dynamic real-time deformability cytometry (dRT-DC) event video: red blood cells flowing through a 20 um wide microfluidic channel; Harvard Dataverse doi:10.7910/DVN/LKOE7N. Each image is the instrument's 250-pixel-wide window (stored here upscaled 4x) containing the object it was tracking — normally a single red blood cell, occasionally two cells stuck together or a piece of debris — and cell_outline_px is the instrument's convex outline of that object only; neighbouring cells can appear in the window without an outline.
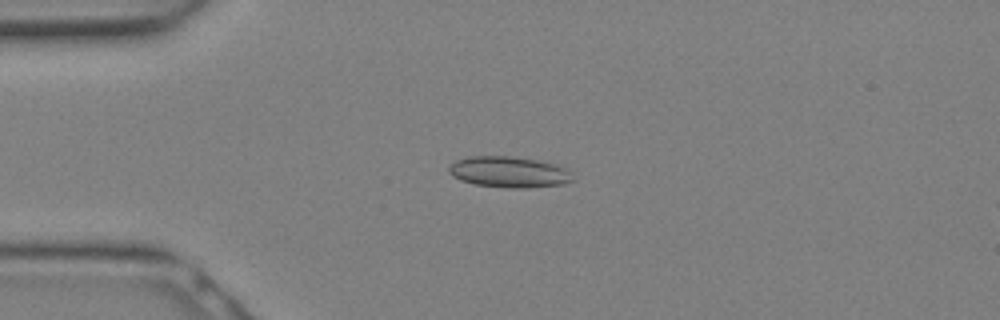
{"species": "Egyptian fruit bat (a non-hibernating species)", "species_latin": "Rousettus aegyptiacus", "temperature_condition": "warm", "stored_images_in_passage": 10, "camera_frame_rate_fps": 3000, "um_per_image_px": 0.085, "animal": {"sex": "female"}, "frame": {"image": 1, "passage_image": 4, "time_ms": 1.0, "image_size_px": [1000, 320], "cell_outline_px": [[576, 180], [564, 184], [528, 188], [512, 188], [476, 184], [460, 180], [452, 176], [448, 172], [448, 168], [456, 160], [468, 156], [508, 156], [536, 160], [556, 164], [572, 172]], "centroid_in_image_um": [43.3, 14.62], "position_along_channel_um": 41.7, "area_um2": 22.48}}
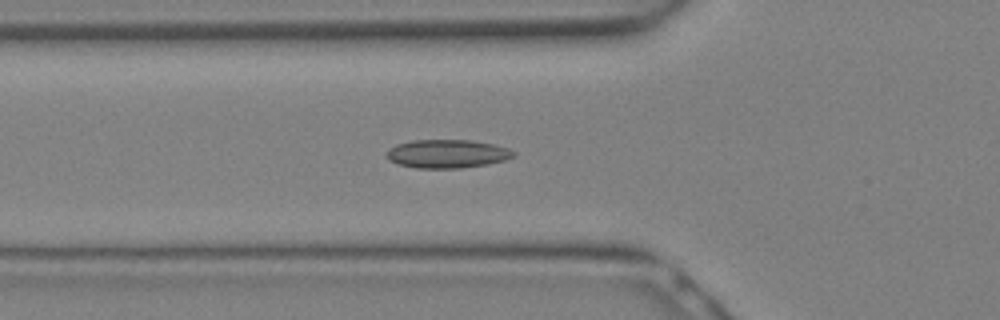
{"frame": {"image": 2, "passage_image": 7, "time_ms": 2.0, "image_size_px": [1000, 320], "cell_outline_px": [[516, 156], [504, 160], [488, 164], [460, 168], [416, 168], [400, 164], [388, 160], [388, 152], [396, 144], [412, 140], [472, 140], [492, 144], [508, 148], [516, 152]], "centroid_in_image_um": [38.05, 13.07], "position_along_channel_um": 87.7, "area_um2": 20.92}}
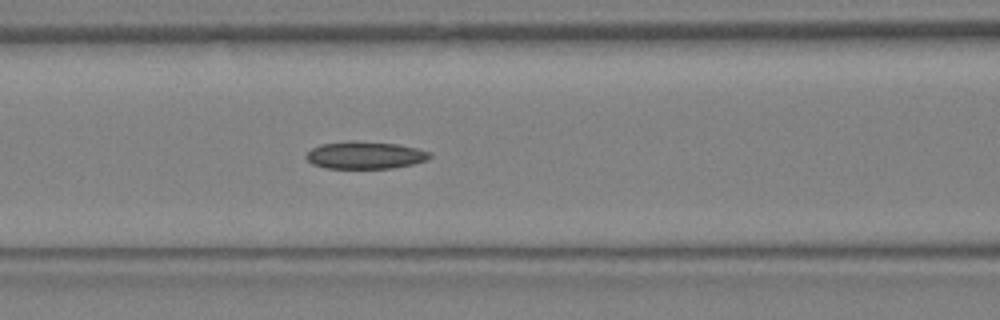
{"frame": {"image": 3, "passage_image": 9, "time_ms": 2.667, "image_size_px": [1000, 320], "cell_outline_px": [[432, 156], [428, 160], [412, 164], [392, 168], [324, 168], [312, 164], [304, 156], [312, 148], [320, 144], [348, 140], [356, 140], [400, 144], [432, 152]], "centroid_in_image_um": [31.04, 13.17], "position_along_channel_um": 135.6, "area_um2": 20.06}}